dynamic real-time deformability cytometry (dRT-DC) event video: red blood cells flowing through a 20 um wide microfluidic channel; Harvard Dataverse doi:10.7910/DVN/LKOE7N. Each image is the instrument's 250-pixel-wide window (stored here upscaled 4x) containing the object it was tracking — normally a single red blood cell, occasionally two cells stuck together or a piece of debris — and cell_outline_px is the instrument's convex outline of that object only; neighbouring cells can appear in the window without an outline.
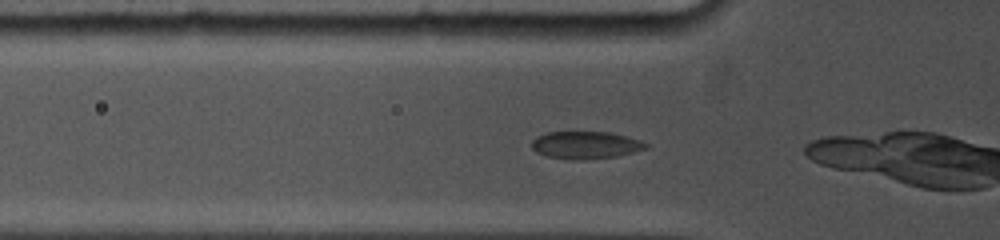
{"species": "common noctule bat (a hibernating species)", "species_latin": "Nyctalus noctula", "temperature_condition": "cold", "stored_images_in_passage": 4, "camera_frame_rate_fps": 5000, "um_per_image_px": 0.085, "animal": {"sex": "female", "body_mass_g": 19.0, "forearm_length_mm": 53.3}, "frame": {"image": 1, "passage_image": 2, "time_ms": 0.4, "image_size_px": [1000, 240], "cell_outline_px": [[648, 148], [616, 156], [584, 160], [572, 160], [548, 156], [536, 152], [532, 148], [532, 140], [536, 136], [548, 132], [608, 132], [640, 140], [648, 144]], "centroid_in_image_um": [49.75, 12.33], "position_along_channel_um": 76.1, "area_um2": 18.15}}